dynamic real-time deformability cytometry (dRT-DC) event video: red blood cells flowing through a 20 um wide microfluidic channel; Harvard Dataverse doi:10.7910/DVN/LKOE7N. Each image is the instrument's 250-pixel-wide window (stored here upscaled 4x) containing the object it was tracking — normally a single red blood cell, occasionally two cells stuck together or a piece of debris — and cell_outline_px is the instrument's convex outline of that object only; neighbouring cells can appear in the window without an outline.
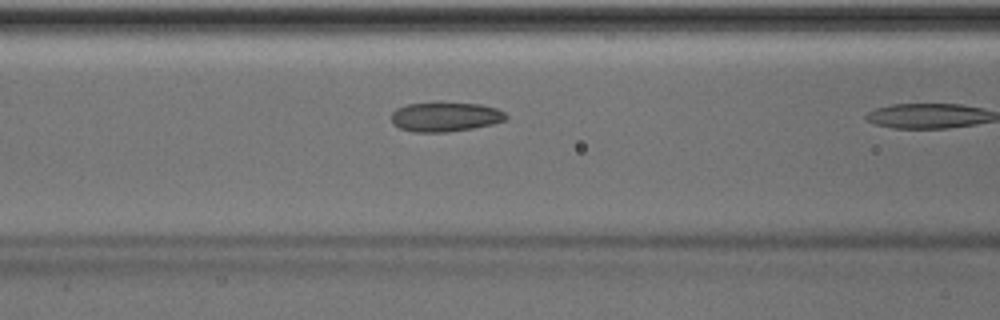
{"species": "Egyptian fruit bat (a non-hibernating species)", "species_latin": "Rousettus aegyptiacus", "temperature_condition": "room temperature", "stored_images_in_passage": 9, "camera_frame_rate_fps": 3000, "um_per_image_px": 0.085, "animal": {"sex": "male"}, "frame": {"image": 1, "passage_image": 8, "time_ms": 2.333, "image_size_px": [1000, 320], "cell_outline_px": [[508, 116], [504, 120], [492, 124], [472, 128], [448, 132], [416, 132], [400, 128], [392, 124], [392, 112], [396, 108], [408, 104], [436, 100], [440, 100], [480, 104], [496, 108], [504, 112]], "centroid_in_image_um": [37.82, 9.88], "position_along_channel_um": 128.8, "area_um2": 20.29}}